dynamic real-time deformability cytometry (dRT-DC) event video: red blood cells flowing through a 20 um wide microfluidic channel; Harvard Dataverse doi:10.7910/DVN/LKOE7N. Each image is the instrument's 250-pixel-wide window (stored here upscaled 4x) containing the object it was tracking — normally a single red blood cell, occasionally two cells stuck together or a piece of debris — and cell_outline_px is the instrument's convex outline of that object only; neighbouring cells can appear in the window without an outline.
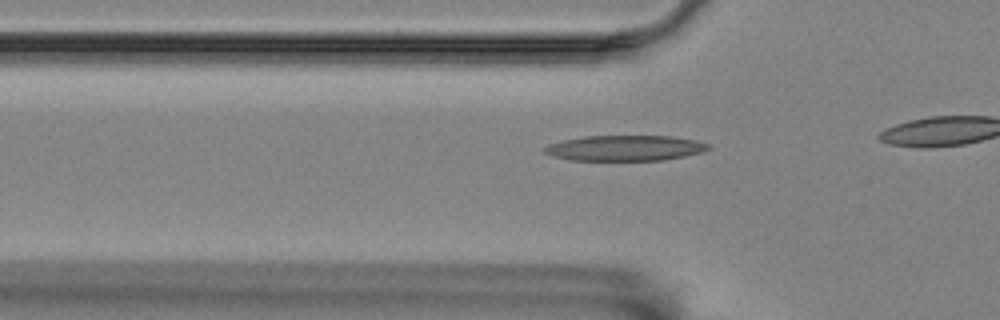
{"species": "Egyptian fruit bat (a non-hibernating species)", "species_latin": "Rousettus aegyptiacus", "temperature_condition": "room temperature", "stored_images_in_passage": 15, "camera_frame_rate_fps": 3000, "um_per_image_px": 0.085, "animal": {"sex": "female"}, "frame": {"image": 1, "passage_image": 9, "time_ms": 2.667, "image_size_px": [1000, 320], "cell_outline_px": [[712, 148], [700, 152], [684, 156], [664, 160], [568, 160], [552, 156], [544, 152], [540, 148], [548, 144], [564, 140], [584, 136], [672, 136], [696, 140], [708, 144]], "centroid_in_image_um": [53.08, 12.58], "position_along_channel_um": 72.7, "area_um2": 24.39}}